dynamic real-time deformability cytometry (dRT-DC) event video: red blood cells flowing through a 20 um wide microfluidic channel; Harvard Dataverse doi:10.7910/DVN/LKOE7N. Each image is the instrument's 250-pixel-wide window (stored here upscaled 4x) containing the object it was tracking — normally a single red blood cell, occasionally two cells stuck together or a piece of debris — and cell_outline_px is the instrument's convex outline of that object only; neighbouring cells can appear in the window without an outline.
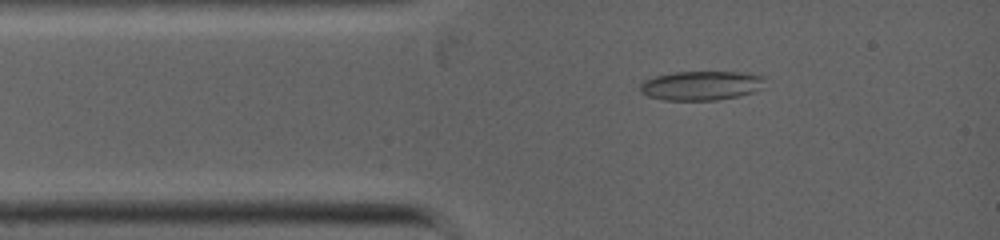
{"species": "common noctule bat (a hibernating species)", "species_latin": "Nyctalus noctula", "temperature_condition": "warm", "stored_images_in_passage": 36, "camera_frame_rate_fps": 5000, "um_per_image_px": 0.085, "animal": {"sex": "female", "body_mass_g": 19.0, "forearm_length_mm": 53.3}, "frame": {"image": 1, "passage_image": 3, "time_ms": 0.6, "image_size_px": [1000, 240], "cell_outline_px": [[768, 76], [760, 88], [756, 92], [716, 100], [664, 100], [648, 96], [640, 92], [640, 84], [644, 80], [656, 76], [672, 72], [740, 72]], "centroid_in_image_um": [59.62, 7.27], "position_along_channel_um": 25.4, "area_um2": 21.39}}
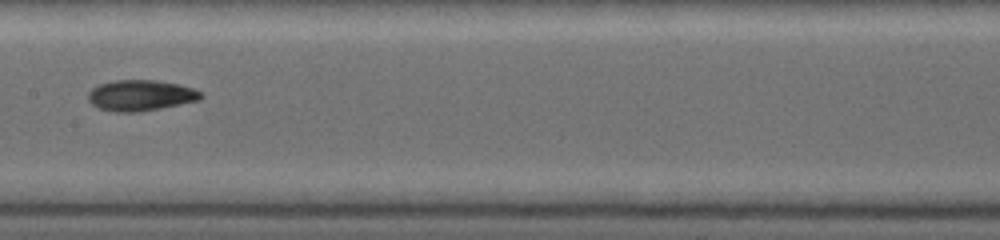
{"frame": {"image": 2, "passage_image": 14, "time_ms": 4.4, "image_size_px": [1000, 240], "cell_outline_px": [[204, 96], [200, 100], [140, 112], [116, 112], [100, 108], [92, 104], [88, 100], [88, 92], [92, 88], [100, 84], [116, 80], [156, 80], [176, 84], [192, 88], [200, 92]], "centroid_in_image_um": [11.94, 8.11], "position_along_channel_um": 195.5, "area_um2": 20.11}}
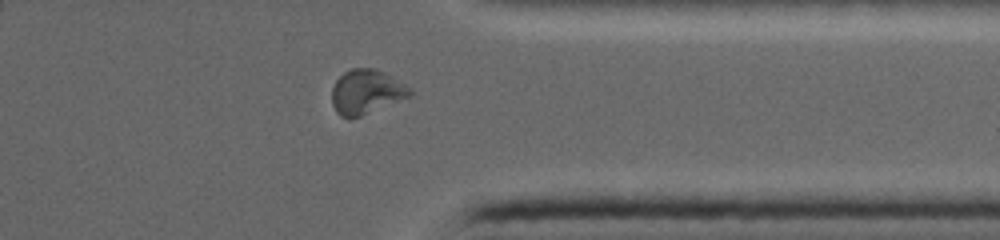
{"frame": {"image": 3, "passage_image": 25, "time_ms": 8.2, "image_size_px": [1000, 240], "cell_outline_px": [[412, 96], [360, 116], [340, 116], [336, 112], [332, 104], [332, 88], [336, 80], [344, 72], [352, 68], [376, 68], [384, 72], [404, 84], [412, 92]], "centroid_in_image_um": [31.12, 7.79], "position_along_channel_um": 380.3, "area_um2": 19.94}}